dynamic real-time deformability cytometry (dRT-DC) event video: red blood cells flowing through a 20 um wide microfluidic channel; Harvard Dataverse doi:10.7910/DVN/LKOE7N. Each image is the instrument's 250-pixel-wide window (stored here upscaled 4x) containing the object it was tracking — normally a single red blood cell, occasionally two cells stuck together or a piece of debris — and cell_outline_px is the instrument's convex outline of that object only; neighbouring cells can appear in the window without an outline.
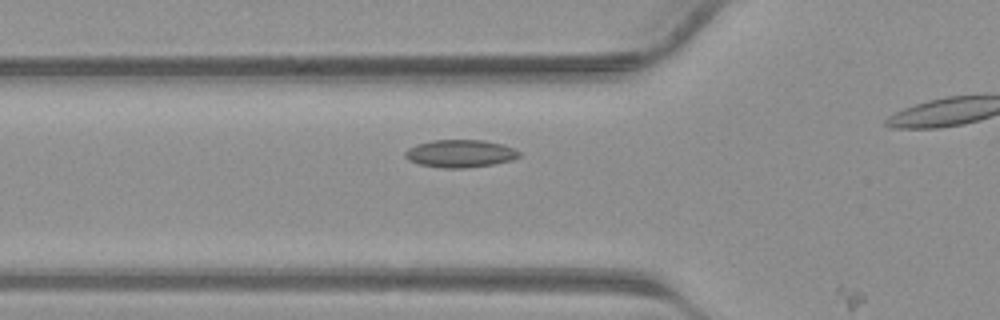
{"species": "common noctule bat (a hibernating species)", "species_latin": "Nyctalus noctula", "temperature_condition": "warm", "stored_images_in_passage": 10, "camera_frame_rate_fps": 3000, "um_per_image_px": 0.085, "animal": {"sex": "male", "body_mass_g": 23.1, "forearm_length_mm": 52.7}, "frame": {"image": 1, "passage_image": 9, "time_ms": 2.667, "image_size_px": [1000, 320], "cell_outline_px": [[520, 156], [512, 160], [492, 164], [468, 168], [444, 168], [420, 164], [408, 160], [404, 156], [404, 152], [408, 148], [416, 144], [432, 140], [484, 140], [504, 144], [520, 152]], "centroid_in_image_um": [39.1, 13.05], "position_along_channel_um": 86.7, "area_um2": 18.44}}